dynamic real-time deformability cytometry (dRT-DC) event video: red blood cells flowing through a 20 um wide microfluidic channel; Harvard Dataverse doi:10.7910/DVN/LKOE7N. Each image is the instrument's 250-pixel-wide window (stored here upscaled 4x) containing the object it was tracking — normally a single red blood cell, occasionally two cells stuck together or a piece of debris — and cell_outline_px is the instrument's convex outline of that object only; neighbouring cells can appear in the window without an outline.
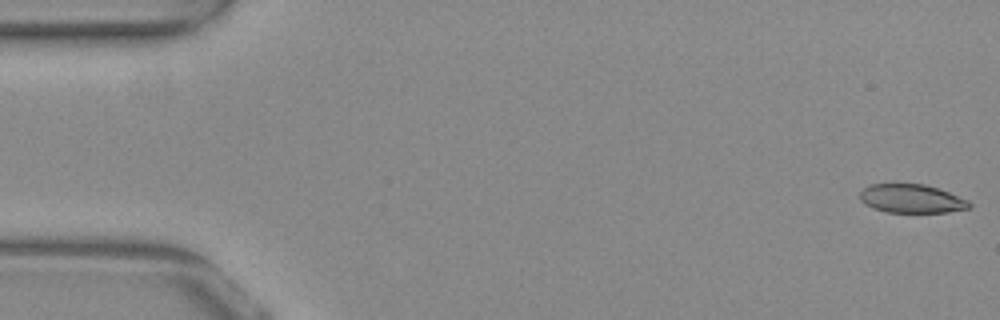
{"species": "common noctule bat (a hibernating species)", "species_latin": "Nyctalus noctula", "temperature_condition": "warm", "stored_images_in_passage": 54, "camera_frame_rate_fps": 3000, "um_per_image_px": 0.085, "animal": {"sex": "female", "body_mass_g": 29.2, "forearm_length_mm": 56.3}, "frame": {"image": 1, "passage_image": 1, "time_ms": 0.0, "image_size_px": [1000, 320], "cell_outline_px": [[972, 208], [948, 212], [888, 212], [872, 208], [864, 204], [860, 200], [860, 192], [864, 188], [872, 184], [924, 184], [948, 192], [968, 200], [972, 204]], "centroid_in_image_um": [77.49, 16.89], "position_along_channel_um": 7.5, "area_um2": 18.21}}
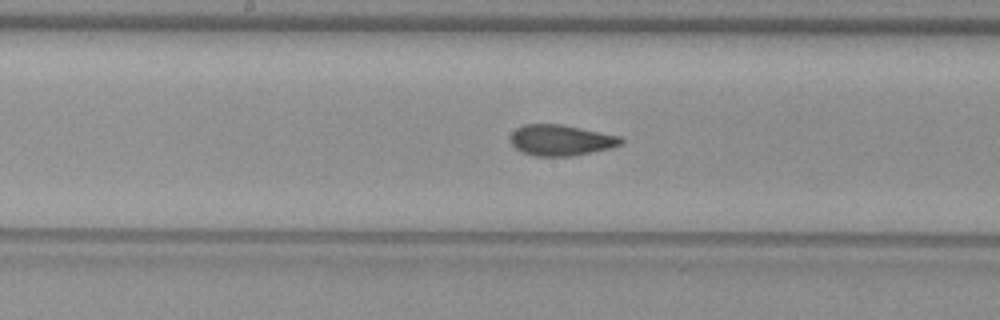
{"frame": {"image": 2, "passage_image": 27, "time_ms": 8.667, "image_size_px": [1000, 320], "cell_outline_px": [[624, 140], [620, 144], [612, 148], [572, 156], [532, 156], [520, 152], [508, 140], [512, 132], [516, 128], [524, 124], [560, 124], [624, 136]], "centroid_in_image_um": [47.67, 11.92], "position_along_channel_um": 200.5, "area_um2": 20.23}}
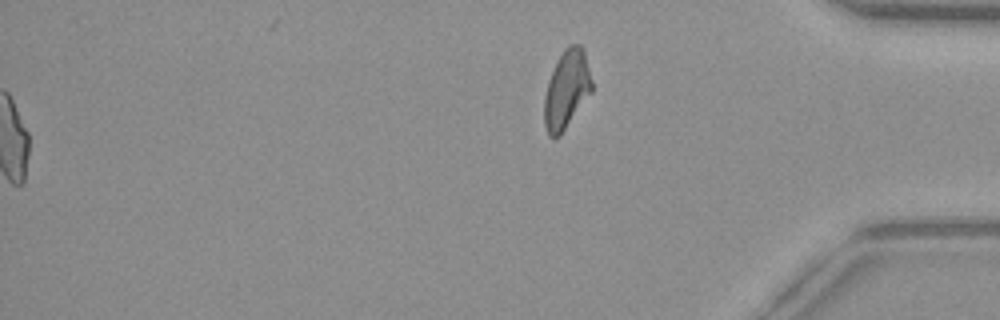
{"frame": {"image": 3, "passage_image": 54, "time_ms": 17.667, "image_size_px": [1000, 320], "cell_outline_px": [[592, 92], [560, 136], [552, 140], [548, 136], [544, 124], [544, 96], [548, 80], [556, 60], [564, 48], [568, 44], [580, 44], [584, 48], [592, 80]], "centroid_in_image_um": [48.15, 7.6], "position_along_channel_um": 387.0, "area_um2": 22.2}, "authors_computed_cell_mechanics": {"area_um2": 20.0277, "velocity_mm_per_s": 3.8761, "shape_relaxation_time_tau1_ms": null, "shape_relaxation_time_tau2_ms": 1.3653, "deformation_change_tau1": null, "deformation_change_tau2": 0.0852}}